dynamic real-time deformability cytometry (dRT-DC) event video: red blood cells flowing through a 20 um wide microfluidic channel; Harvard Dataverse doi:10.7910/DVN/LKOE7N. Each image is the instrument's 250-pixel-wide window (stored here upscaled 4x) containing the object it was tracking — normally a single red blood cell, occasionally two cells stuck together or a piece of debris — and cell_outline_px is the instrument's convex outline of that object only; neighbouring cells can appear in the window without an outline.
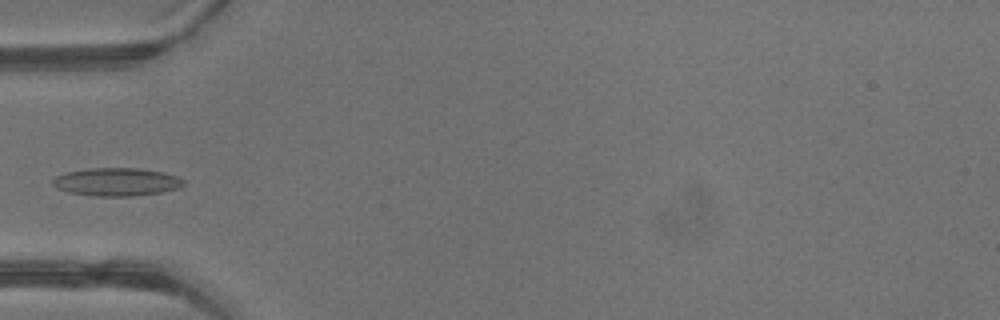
{"species": "common noctule bat (a hibernating species)", "species_latin": "Nyctalus noctula", "temperature_condition": "warm", "stored_images_in_passage": 5, "camera_frame_rate_fps": 3000, "um_per_image_px": 0.085, "animal": {"sex": "male", "body_mass_g": 13.3}, "frame": {"image": 1, "passage_image": 5, "time_ms": 1.333, "image_size_px": [1000, 320], "cell_outline_px": [[184, 184], [180, 188], [160, 192], [132, 196], [96, 196], [68, 192], [56, 188], [52, 184], [52, 180], [56, 176], [64, 172], [88, 168], [140, 168], [164, 172], [176, 176], [184, 180]], "centroid_in_image_um": [9.89, 15.45], "position_along_channel_um": 75.1, "area_um2": 21.5}}